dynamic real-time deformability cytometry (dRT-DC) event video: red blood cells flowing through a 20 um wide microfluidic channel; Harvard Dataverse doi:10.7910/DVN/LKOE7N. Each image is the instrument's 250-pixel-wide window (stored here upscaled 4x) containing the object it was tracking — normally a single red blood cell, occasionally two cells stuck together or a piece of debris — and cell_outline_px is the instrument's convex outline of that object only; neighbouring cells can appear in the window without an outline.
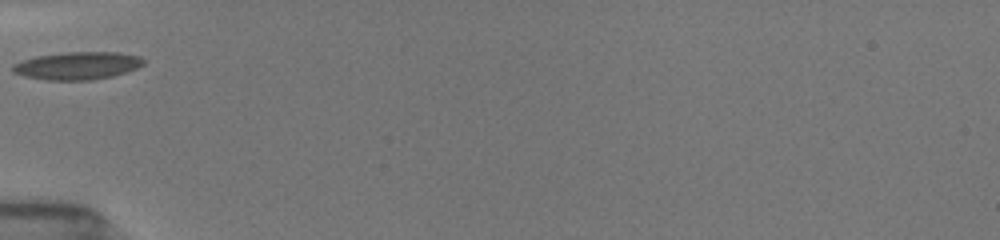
{"species": "common noctule bat (a hibernating species)", "species_latin": "Nyctalus noctula", "temperature_condition": "room temperature", "stored_images_in_passage": 9, "camera_frame_rate_fps": 3000, "um_per_image_px": 0.085, "animal": {"sex": "female", "body_mass_g": 19.5, "forearm_length_mm": 54.1}, "frame": {"image": 1, "passage_image": 1, "time_ms": 0.0, "image_size_px": [1000, 240], "cell_outline_px": [[144, 64], [136, 68], [112, 76], [92, 80], [44, 80], [24, 76], [12, 72], [12, 64], [36, 56], [64, 52], [120, 52], [140, 56], [144, 60]], "centroid_in_image_um": [6.57, 5.58], "position_along_channel_um": 78.4, "area_um2": 21.15}}
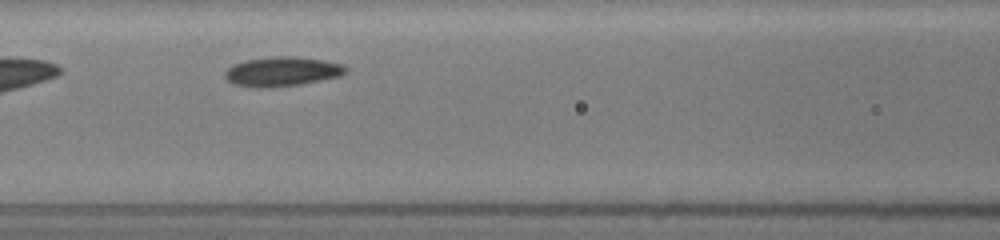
{"frame": {"image": 2, "passage_image": 6, "time_ms": 1.667, "image_size_px": [1000, 240], "cell_outline_px": [[348, 72], [340, 76], [300, 84], [268, 88], [256, 88], [232, 84], [224, 76], [224, 72], [232, 64], [248, 60], [276, 56], [292, 56], [324, 60], [340, 64], [348, 68]], "centroid_in_image_um": [23.96, 6.09], "position_along_channel_um": 142.6, "area_um2": 20.75}}